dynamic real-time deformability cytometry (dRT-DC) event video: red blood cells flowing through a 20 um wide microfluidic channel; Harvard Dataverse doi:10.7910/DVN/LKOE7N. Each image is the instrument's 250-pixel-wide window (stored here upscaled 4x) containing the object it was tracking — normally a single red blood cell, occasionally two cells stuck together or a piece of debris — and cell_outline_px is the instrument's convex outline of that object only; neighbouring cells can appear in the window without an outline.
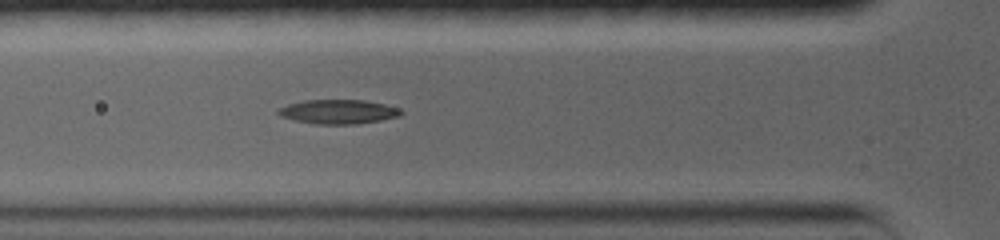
{"species": "common noctule bat (a hibernating species)", "species_latin": "Nyctalus noctula", "temperature_condition": "warm", "stored_images_in_passage": 6, "camera_frame_rate_fps": 5000, "um_per_image_px": 0.085, "animal": {"sex": "female", "body_mass_g": 19.0, "forearm_length_mm": 56.7}, "frame": {"image": 1, "passage_image": 5, "time_ms": 3.4, "image_size_px": [1000, 240], "cell_outline_px": [[404, 112], [396, 116], [380, 120], [356, 124], [316, 124], [296, 120], [284, 116], [280, 112], [284, 108], [292, 104], [312, 100], [360, 100], [380, 104], [396, 108]], "centroid_in_image_um": [28.83, 9.51], "position_along_channel_um": 97.0, "area_um2": 16.3}}
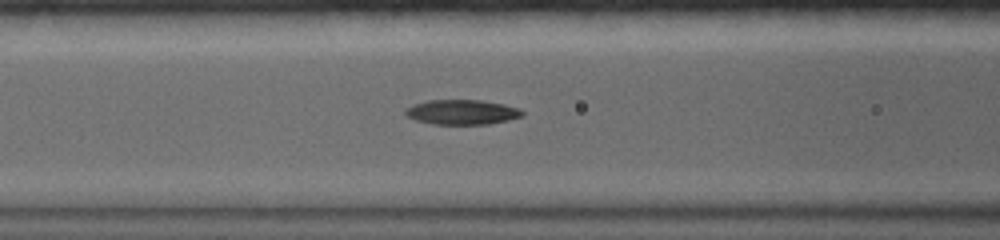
{"frame": {"image": 2, "passage_image": 6, "time_ms": 4.2, "image_size_px": [1000, 240], "cell_outline_px": [[524, 112], [520, 116], [488, 124], [436, 124], [420, 120], [408, 116], [408, 108], [416, 104], [432, 100], [476, 100], [500, 104]], "centroid_in_image_um": [39.26, 9.53], "position_along_channel_um": 127.3, "area_um2": 15.84}}